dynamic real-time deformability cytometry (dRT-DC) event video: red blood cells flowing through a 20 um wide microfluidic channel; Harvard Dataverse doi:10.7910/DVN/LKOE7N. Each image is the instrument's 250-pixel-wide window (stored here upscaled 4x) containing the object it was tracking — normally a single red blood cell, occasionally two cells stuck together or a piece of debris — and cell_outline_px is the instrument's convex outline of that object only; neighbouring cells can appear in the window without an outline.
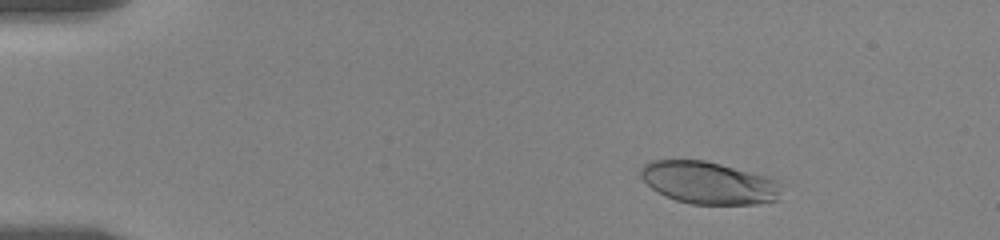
{"species": "human", "species_latin": "Homo sapiens", "temperature_condition": "room temperature", "stored_images_in_passage": 53, "camera_frame_rate_fps": 3000, "um_per_image_px": 0.085, "donor": {"sex": "female"}, "frame": {"image": 1, "passage_image": 9, "time_ms": 2.667, "image_size_px": [1000, 240], "cell_outline_px": [[780, 184], [776, 200], [756, 204], [692, 204], [676, 200], [656, 192], [640, 176], [640, 168], [644, 164], [652, 160], [704, 160], [720, 164], [764, 176], [776, 180]], "centroid_in_image_um": [60.18, 15.54], "position_along_channel_um": 24.8, "area_um2": 34.28}}
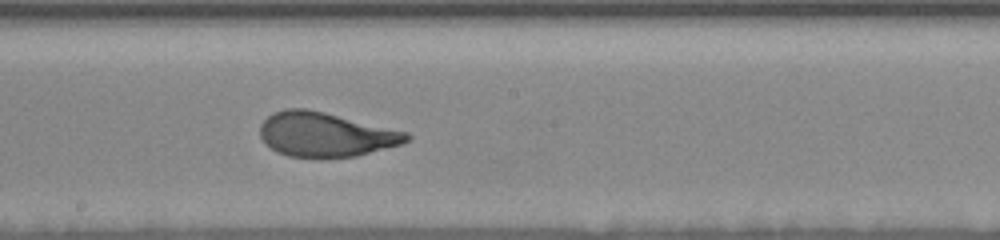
{"frame": {"image": 2, "passage_image": 33, "time_ms": 10.667, "image_size_px": [1000, 240], "cell_outline_px": [[412, 136], [408, 140], [400, 144], [356, 156], [288, 156], [276, 152], [260, 136], [260, 124], [272, 112], [284, 108], [308, 108], [408, 132]], "centroid_in_image_um": [27.65, 11.4], "position_along_channel_um": 220.5, "area_um2": 37.45}}
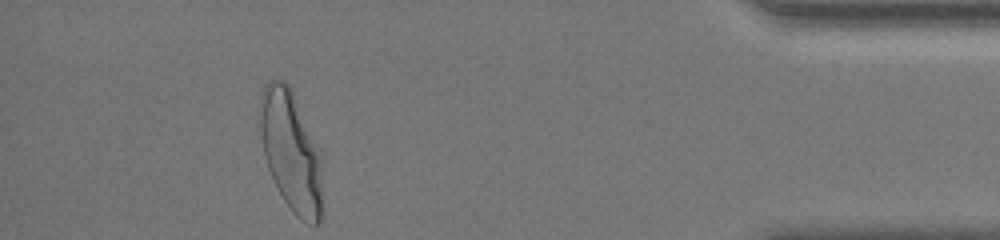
{"frame": {"image": 3, "passage_image": 53, "time_ms": 17.333, "image_size_px": [1000, 240], "cell_outline_px": [[320, 220], [316, 224], [312, 224], [300, 220], [292, 212], [284, 200], [268, 168], [264, 156], [260, 128], [260, 96], [268, 80], [284, 80], [288, 84], [292, 92], [320, 152]], "centroid_in_image_um": [24.7, 12.84], "position_along_channel_um": 410.5, "area_um2": 42.66}, "authors_computed_cell_mechanics": {"area_um2": 37.7434, "velocity_mm_per_s": 3.5369, "shape_relaxation_time_tau1_ms": 3.6585, "shape_relaxation_time_tau2_ms": null, "deformation_change_tau1": 0.1783, "deformation_change_tau2": null}}